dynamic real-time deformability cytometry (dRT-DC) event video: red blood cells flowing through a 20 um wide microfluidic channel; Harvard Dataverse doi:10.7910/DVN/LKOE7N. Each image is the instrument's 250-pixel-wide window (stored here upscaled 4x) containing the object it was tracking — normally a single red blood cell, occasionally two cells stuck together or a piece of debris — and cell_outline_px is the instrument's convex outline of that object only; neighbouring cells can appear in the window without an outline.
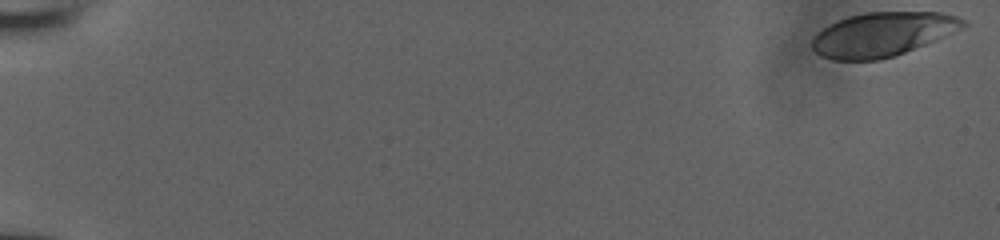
{"species": "human", "species_latin": "Homo sapiens", "temperature_condition": "room temperature", "stored_images_in_passage": 47, "camera_frame_rate_fps": 3000, "um_per_image_px": 0.085, "donor": {"sex": "male"}, "frame": {"image": 1, "passage_image": 1, "time_ms": 0.0, "image_size_px": [1000, 240], "cell_outline_px": [[968, 24], [936, 40], [904, 52], [880, 60], [832, 60], [820, 56], [812, 48], [812, 40], [816, 32], [848, 16], [868, 12], [940, 12], [956, 16], [964, 20]], "centroid_in_image_um": [74.99, 2.92], "position_along_channel_um": 10.0, "area_um2": 38.44}}
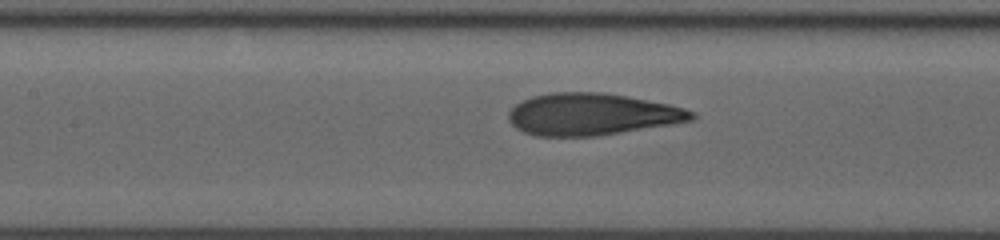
{"frame": {"image": 2, "passage_image": 27, "time_ms": 8.667, "image_size_px": [1000, 240], "cell_outline_px": [[696, 116], [692, 120], [672, 124], [596, 136], [536, 136], [524, 132], [516, 128], [508, 120], [508, 112], [516, 104], [532, 96], [552, 92], [604, 92], [628, 96], [668, 104], [684, 108], [696, 112]], "centroid_in_image_um": [50.3, 9.71], "position_along_channel_um": 157.1, "area_um2": 44.74}}
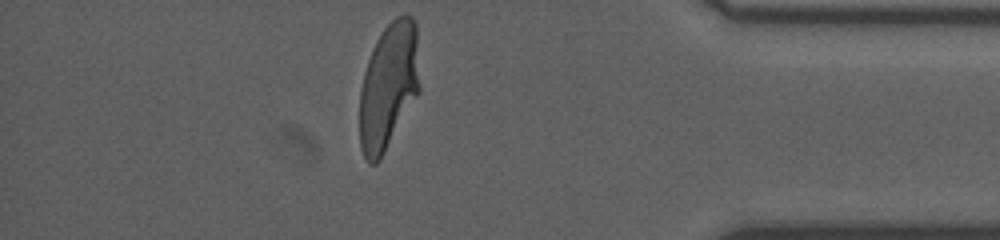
{"frame": {"image": 3, "passage_image": 47, "time_ms": 15.333, "image_size_px": [1000, 240], "cell_outline_px": [[420, 92], [380, 160], [376, 164], [368, 164], [360, 148], [360, 92], [364, 72], [372, 48], [376, 40], [384, 28], [396, 16], [404, 12], [412, 16], [416, 24], [420, 88]], "centroid_in_image_um": [33.04, 7.32], "position_along_channel_um": 402.2, "area_um2": 44.8}}